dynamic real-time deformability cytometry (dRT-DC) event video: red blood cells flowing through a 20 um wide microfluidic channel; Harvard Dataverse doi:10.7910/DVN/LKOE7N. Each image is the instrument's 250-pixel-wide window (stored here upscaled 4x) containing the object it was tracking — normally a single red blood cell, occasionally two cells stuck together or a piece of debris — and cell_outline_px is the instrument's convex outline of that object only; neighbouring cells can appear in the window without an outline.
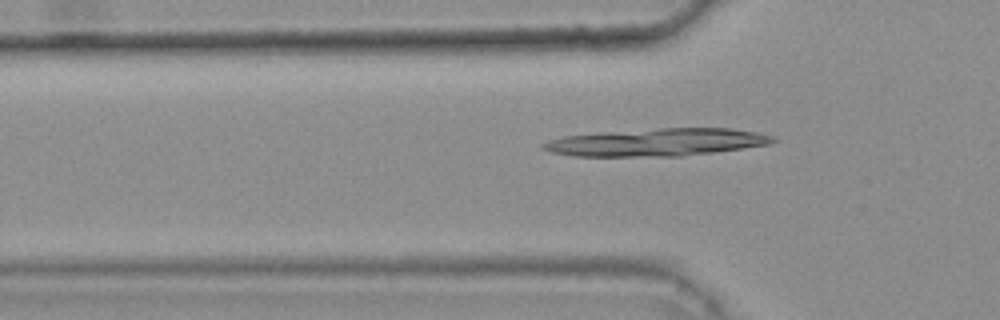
{"species": "common noctule bat (a hibernating species)", "species_latin": "Nyctalus noctula", "temperature_condition": "warm", "stored_images_in_passage": 41, "camera_frame_rate_fps": 3000, "um_per_image_px": 0.085, "animal": {"sex": "female", "body_mass_g": 25.1}, "frame": {"image": 1, "passage_image": 11, "time_ms": 3.333, "image_size_px": [1000, 320], "cell_outline_px": [[776, 140], [772, 144], [712, 152], [680, 156], [572, 156], [552, 152], [540, 148], [540, 144], [548, 140], [564, 136], [596, 132], [660, 128], [732, 128], [756, 132], [772, 136]], "centroid_in_image_um": [55.77, 12.08], "position_along_channel_um": 70.0, "area_um2": 36.99}}
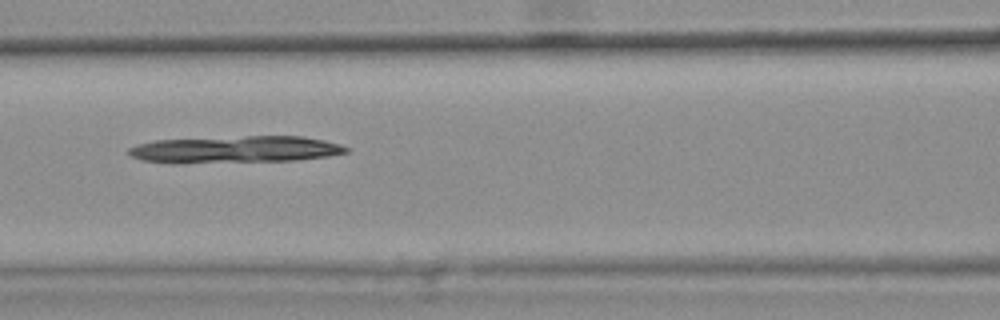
{"frame": {"image": 2, "passage_image": 17, "time_ms": 5.333, "image_size_px": [1000, 320], "cell_outline_px": [[348, 152], [328, 156], [296, 160], [140, 160], [132, 156], [128, 152], [128, 148], [136, 144], [156, 140], [244, 136], [304, 136], [324, 140], [340, 144], [348, 148]], "centroid_in_image_um": [20.14, 12.64], "position_along_channel_um": 146.5, "area_um2": 32.25}}
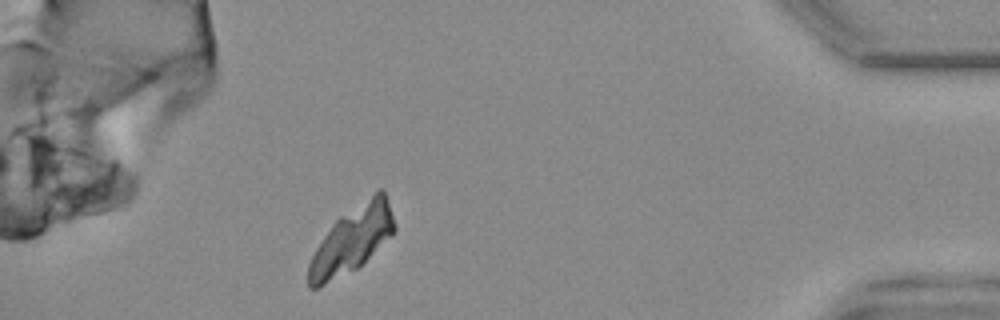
{"frame": {"image": 3, "passage_image": 41, "time_ms": 13.333, "image_size_px": [1000, 320], "cell_outline_px": [[396, 228], [392, 236], [356, 268], [316, 288], [308, 288], [308, 264], [316, 248], [332, 224], [340, 216], [380, 188], [384, 188], [396, 224]], "centroid_in_image_um": [29.94, 20.34], "position_along_channel_um": 405.3, "area_um2": 32.77}}